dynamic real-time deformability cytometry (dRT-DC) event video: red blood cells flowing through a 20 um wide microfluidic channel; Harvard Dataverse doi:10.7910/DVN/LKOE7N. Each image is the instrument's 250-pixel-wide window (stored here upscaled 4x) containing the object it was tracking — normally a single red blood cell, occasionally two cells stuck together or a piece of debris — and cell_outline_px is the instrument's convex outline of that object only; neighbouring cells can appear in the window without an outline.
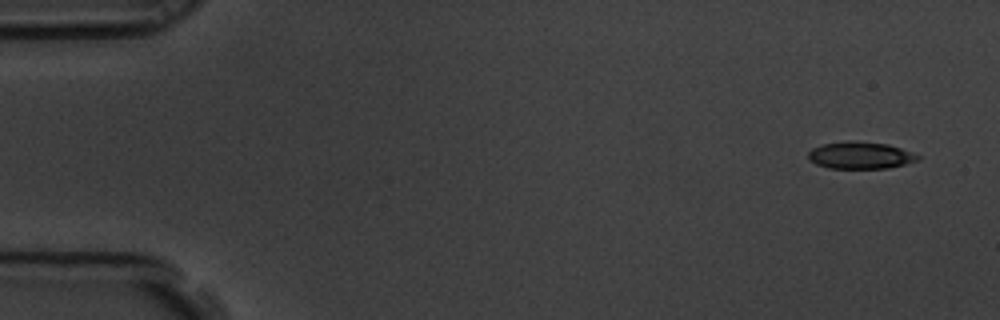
{"species": "common noctule bat (a hibernating species)", "species_latin": "Nyctalus noctula", "temperature_condition": "room temperature", "stored_images_in_passage": 5, "camera_frame_rate_fps": 3000, "um_per_image_px": 0.085, "animal": {"sex": "male", "body_mass_g": 19.5, "forearm_length_mm": 54.6}, "frame": {"image": 1, "passage_image": 1, "time_ms": 0.0, "image_size_px": [1000, 320], "cell_outline_px": [[920, 160], [888, 168], [828, 168], [816, 164], [808, 160], [808, 152], [812, 148], [820, 144], [848, 140], [888, 144], [900, 148], [920, 156]], "centroid_in_image_um": [73.08, 13.2], "position_along_channel_um": 11.9, "area_um2": 17.34}}
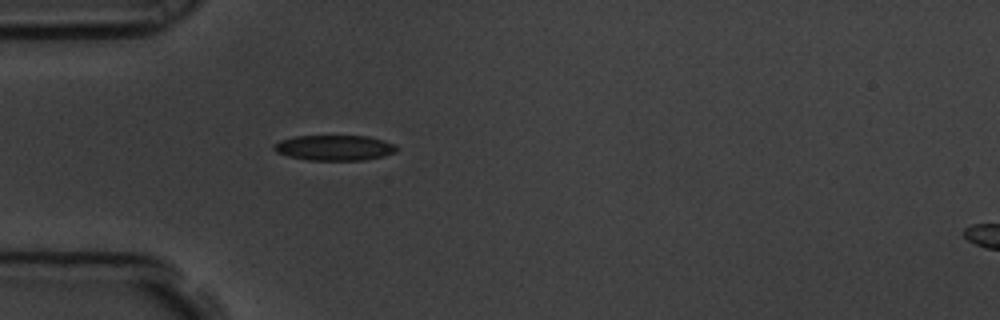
{"frame": {"image": 2, "passage_image": 5, "time_ms": 1.333, "image_size_px": [1000, 320], "cell_outline_px": [[400, 148], [396, 152], [384, 156], [364, 160], [308, 160], [288, 156], [276, 152], [272, 148], [272, 144], [280, 140], [296, 136], [368, 136], [384, 140], [396, 144]], "centroid_in_image_um": [28.45, 12.56], "position_along_channel_um": 56.5, "area_um2": 18.38}}